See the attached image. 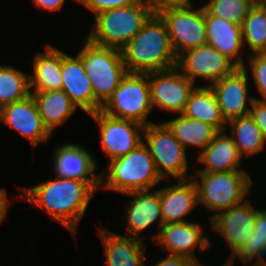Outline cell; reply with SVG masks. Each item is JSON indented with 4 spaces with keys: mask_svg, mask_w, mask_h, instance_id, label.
Here are the masks:
<instances>
[{
    "mask_svg": "<svg viewBox=\"0 0 266 266\" xmlns=\"http://www.w3.org/2000/svg\"><path fill=\"white\" fill-rule=\"evenodd\" d=\"M252 266H266V262H262V263H254Z\"/></svg>",
    "mask_w": 266,
    "mask_h": 266,
    "instance_id": "60d3db41",
    "label": "cell"
},
{
    "mask_svg": "<svg viewBox=\"0 0 266 266\" xmlns=\"http://www.w3.org/2000/svg\"><path fill=\"white\" fill-rule=\"evenodd\" d=\"M266 244V209H258L253 234L230 256L239 258L246 264L248 261L263 262V248Z\"/></svg>",
    "mask_w": 266,
    "mask_h": 266,
    "instance_id": "4dcf8cb0",
    "label": "cell"
},
{
    "mask_svg": "<svg viewBox=\"0 0 266 266\" xmlns=\"http://www.w3.org/2000/svg\"><path fill=\"white\" fill-rule=\"evenodd\" d=\"M253 6L255 5H260L261 6V2L262 0H248Z\"/></svg>",
    "mask_w": 266,
    "mask_h": 266,
    "instance_id": "ab89813d",
    "label": "cell"
},
{
    "mask_svg": "<svg viewBox=\"0 0 266 266\" xmlns=\"http://www.w3.org/2000/svg\"><path fill=\"white\" fill-rule=\"evenodd\" d=\"M38 8L48 11H59L63 8L65 0H32Z\"/></svg>",
    "mask_w": 266,
    "mask_h": 266,
    "instance_id": "74e56055",
    "label": "cell"
},
{
    "mask_svg": "<svg viewBox=\"0 0 266 266\" xmlns=\"http://www.w3.org/2000/svg\"><path fill=\"white\" fill-rule=\"evenodd\" d=\"M264 256H266V244L264 245V248H263V262H266L264 260Z\"/></svg>",
    "mask_w": 266,
    "mask_h": 266,
    "instance_id": "b9f144b4",
    "label": "cell"
},
{
    "mask_svg": "<svg viewBox=\"0 0 266 266\" xmlns=\"http://www.w3.org/2000/svg\"><path fill=\"white\" fill-rule=\"evenodd\" d=\"M250 68L238 67L232 74L208 84L214 91L221 113L226 122L249 115L255 97L248 95V72Z\"/></svg>",
    "mask_w": 266,
    "mask_h": 266,
    "instance_id": "5bb4252c",
    "label": "cell"
},
{
    "mask_svg": "<svg viewBox=\"0 0 266 266\" xmlns=\"http://www.w3.org/2000/svg\"><path fill=\"white\" fill-rule=\"evenodd\" d=\"M55 177L36 186L23 187L19 197L40 207L75 237L79 221L96 190L86 181Z\"/></svg>",
    "mask_w": 266,
    "mask_h": 266,
    "instance_id": "6da1fadb",
    "label": "cell"
},
{
    "mask_svg": "<svg viewBox=\"0 0 266 266\" xmlns=\"http://www.w3.org/2000/svg\"><path fill=\"white\" fill-rule=\"evenodd\" d=\"M191 179L197 188L199 204L205 205L210 211H215L210 219L220 211L242 203L254 184L245 170L196 172Z\"/></svg>",
    "mask_w": 266,
    "mask_h": 266,
    "instance_id": "8992f818",
    "label": "cell"
},
{
    "mask_svg": "<svg viewBox=\"0 0 266 266\" xmlns=\"http://www.w3.org/2000/svg\"><path fill=\"white\" fill-rule=\"evenodd\" d=\"M98 235L104 245L107 266H144L146 246L143 239L113 233L100 226Z\"/></svg>",
    "mask_w": 266,
    "mask_h": 266,
    "instance_id": "44dd1931",
    "label": "cell"
},
{
    "mask_svg": "<svg viewBox=\"0 0 266 266\" xmlns=\"http://www.w3.org/2000/svg\"><path fill=\"white\" fill-rule=\"evenodd\" d=\"M182 114L210 124L218 131L226 130L227 122L221 113L216 95L209 85L194 88Z\"/></svg>",
    "mask_w": 266,
    "mask_h": 266,
    "instance_id": "484cf974",
    "label": "cell"
},
{
    "mask_svg": "<svg viewBox=\"0 0 266 266\" xmlns=\"http://www.w3.org/2000/svg\"><path fill=\"white\" fill-rule=\"evenodd\" d=\"M89 116L98 124L100 144L110 161L125 156L144 142L145 126L138 122L114 118L102 111Z\"/></svg>",
    "mask_w": 266,
    "mask_h": 266,
    "instance_id": "8fae6325",
    "label": "cell"
},
{
    "mask_svg": "<svg viewBox=\"0 0 266 266\" xmlns=\"http://www.w3.org/2000/svg\"><path fill=\"white\" fill-rule=\"evenodd\" d=\"M242 40L252 54L266 53V7L255 5L250 9L242 24Z\"/></svg>",
    "mask_w": 266,
    "mask_h": 266,
    "instance_id": "f546056e",
    "label": "cell"
},
{
    "mask_svg": "<svg viewBox=\"0 0 266 266\" xmlns=\"http://www.w3.org/2000/svg\"><path fill=\"white\" fill-rule=\"evenodd\" d=\"M45 52L36 53L33 59V76L30 75V89L49 91L62 89L61 50L45 45Z\"/></svg>",
    "mask_w": 266,
    "mask_h": 266,
    "instance_id": "cb8c5ba5",
    "label": "cell"
},
{
    "mask_svg": "<svg viewBox=\"0 0 266 266\" xmlns=\"http://www.w3.org/2000/svg\"><path fill=\"white\" fill-rule=\"evenodd\" d=\"M152 9L157 12L159 9L169 6H185L192 4L191 0H145Z\"/></svg>",
    "mask_w": 266,
    "mask_h": 266,
    "instance_id": "8d00e7d4",
    "label": "cell"
},
{
    "mask_svg": "<svg viewBox=\"0 0 266 266\" xmlns=\"http://www.w3.org/2000/svg\"><path fill=\"white\" fill-rule=\"evenodd\" d=\"M241 158L233 138L218 131L211 143L197 156V160L205 166L204 169H195L196 172L215 173L240 169Z\"/></svg>",
    "mask_w": 266,
    "mask_h": 266,
    "instance_id": "603a6c76",
    "label": "cell"
},
{
    "mask_svg": "<svg viewBox=\"0 0 266 266\" xmlns=\"http://www.w3.org/2000/svg\"><path fill=\"white\" fill-rule=\"evenodd\" d=\"M62 90L83 112L89 114L101 110L95 100L91 82L87 77L81 58L61 51Z\"/></svg>",
    "mask_w": 266,
    "mask_h": 266,
    "instance_id": "ac0fdd59",
    "label": "cell"
},
{
    "mask_svg": "<svg viewBox=\"0 0 266 266\" xmlns=\"http://www.w3.org/2000/svg\"><path fill=\"white\" fill-rule=\"evenodd\" d=\"M152 239L168 254L190 258L203 264L195 256V248L206 250L210 239L204 235L202 225L193 222L163 224Z\"/></svg>",
    "mask_w": 266,
    "mask_h": 266,
    "instance_id": "4fadbf2b",
    "label": "cell"
},
{
    "mask_svg": "<svg viewBox=\"0 0 266 266\" xmlns=\"http://www.w3.org/2000/svg\"><path fill=\"white\" fill-rule=\"evenodd\" d=\"M174 137L187 149L190 145L199 147V154L211 143L218 130L202 121L179 114L175 119L163 122Z\"/></svg>",
    "mask_w": 266,
    "mask_h": 266,
    "instance_id": "4316f807",
    "label": "cell"
},
{
    "mask_svg": "<svg viewBox=\"0 0 266 266\" xmlns=\"http://www.w3.org/2000/svg\"><path fill=\"white\" fill-rule=\"evenodd\" d=\"M152 108L148 73L127 72L100 111L147 126L153 124L147 120Z\"/></svg>",
    "mask_w": 266,
    "mask_h": 266,
    "instance_id": "52a82bcc",
    "label": "cell"
},
{
    "mask_svg": "<svg viewBox=\"0 0 266 266\" xmlns=\"http://www.w3.org/2000/svg\"><path fill=\"white\" fill-rule=\"evenodd\" d=\"M82 45L77 55L91 82L95 100L103 106L127 74L121 50L97 45L88 38Z\"/></svg>",
    "mask_w": 266,
    "mask_h": 266,
    "instance_id": "5b68a950",
    "label": "cell"
},
{
    "mask_svg": "<svg viewBox=\"0 0 266 266\" xmlns=\"http://www.w3.org/2000/svg\"><path fill=\"white\" fill-rule=\"evenodd\" d=\"M250 72L255 82L258 92L262 99L254 98L260 101H266V53H255L249 56Z\"/></svg>",
    "mask_w": 266,
    "mask_h": 266,
    "instance_id": "d6a6232c",
    "label": "cell"
},
{
    "mask_svg": "<svg viewBox=\"0 0 266 266\" xmlns=\"http://www.w3.org/2000/svg\"><path fill=\"white\" fill-rule=\"evenodd\" d=\"M248 201L223 211L210 219L211 229L217 231L231 249V254L253 234L257 208Z\"/></svg>",
    "mask_w": 266,
    "mask_h": 266,
    "instance_id": "9a60e30c",
    "label": "cell"
},
{
    "mask_svg": "<svg viewBox=\"0 0 266 266\" xmlns=\"http://www.w3.org/2000/svg\"><path fill=\"white\" fill-rule=\"evenodd\" d=\"M203 6L212 16L240 26L253 7L248 0H210Z\"/></svg>",
    "mask_w": 266,
    "mask_h": 266,
    "instance_id": "1f68e13d",
    "label": "cell"
},
{
    "mask_svg": "<svg viewBox=\"0 0 266 266\" xmlns=\"http://www.w3.org/2000/svg\"><path fill=\"white\" fill-rule=\"evenodd\" d=\"M155 13L145 0L94 16V27L87 38L101 46L121 50Z\"/></svg>",
    "mask_w": 266,
    "mask_h": 266,
    "instance_id": "3957f363",
    "label": "cell"
},
{
    "mask_svg": "<svg viewBox=\"0 0 266 266\" xmlns=\"http://www.w3.org/2000/svg\"><path fill=\"white\" fill-rule=\"evenodd\" d=\"M137 0H85L82 5L94 12V16L102 11L125 7Z\"/></svg>",
    "mask_w": 266,
    "mask_h": 266,
    "instance_id": "836d02e7",
    "label": "cell"
},
{
    "mask_svg": "<svg viewBox=\"0 0 266 266\" xmlns=\"http://www.w3.org/2000/svg\"><path fill=\"white\" fill-rule=\"evenodd\" d=\"M128 73H149L177 65L167 27L155 12L142 29L121 49Z\"/></svg>",
    "mask_w": 266,
    "mask_h": 266,
    "instance_id": "7a4b0ae2",
    "label": "cell"
},
{
    "mask_svg": "<svg viewBox=\"0 0 266 266\" xmlns=\"http://www.w3.org/2000/svg\"><path fill=\"white\" fill-rule=\"evenodd\" d=\"M29 76L13 66L0 65V109L31 95Z\"/></svg>",
    "mask_w": 266,
    "mask_h": 266,
    "instance_id": "f1b7e54d",
    "label": "cell"
},
{
    "mask_svg": "<svg viewBox=\"0 0 266 266\" xmlns=\"http://www.w3.org/2000/svg\"><path fill=\"white\" fill-rule=\"evenodd\" d=\"M176 67L194 84L197 78L214 83L232 74L238 66L216 48L205 44L187 50L177 57ZM183 71V72H182Z\"/></svg>",
    "mask_w": 266,
    "mask_h": 266,
    "instance_id": "7c38bea8",
    "label": "cell"
},
{
    "mask_svg": "<svg viewBox=\"0 0 266 266\" xmlns=\"http://www.w3.org/2000/svg\"><path fill=\"white\" fill-rule=\"evenodd\" d=\"M44 126L52 134L54 129L68 120L78 108L61 90L31 91Z\"/></svg>",
    "mask_w": 266,
    "mask_h": 266,
    "instance_id": "d4e9b609",
    "label": "cell"
},
{
    "mask_svg": "<svg viewBox=\"0 0 266 266\" xmlns=\"http://www.w3.org/2000/svg\"><path fill=\"white\" fill-rule=\"evenodd\" d=\"M193 8V4L169 6L156 12L167 27L177 57L187 50L207 44L205 8Z\"/></svg>",
    "mask_w": 266,
    "mask_h": 266,
    "instance_id": "ba28073f",
    "label": "cell"
},
{
    "mask_svg": "<svg viewBox=\"0 0 266 266\" xmlns=\"http://www.w3.org/2000/svg\"><path fill=\"white\" fill-rule=\"evenodd\" d=\"M9 201L7 198V191L0 188V223L6 218L8 213Z\"/></svg>",
    "mask_w": 266,
    "mask_h": 266,
    "instance_id": "f35d334b",
    "label": "cell"
},
{
    "mask_svg": "<svg viewBox=\"0 0 266 266\" xmlns=\"http://www.w3.org/2000/svg\"><path fill=\"white\" fill-rule=\"evenodd\" d=\"M0 122L20 133L33 148L40 142H46L52 135L43 124L32 94L2 107Z\"/></svg>",
    "mask_w": 266,
    "mask_h": 266,
    "instance_id": "2e32d148",
    "label": "cell"
},
{
    "mask_svg": "<svg viewBox=\"0 0 266 266\" xmlns=\"http://www.w3.org/2000/svg\"><path fill=\"white\" fill-rule=\"evenodd\" d=\"M205 266V264L199 265L196 261L190 258L176 256L168 254L165 258L156 262V264L151 266Z\"/></svg>",
    "mask_w": 266,
    "mask_h": 266,
    "instance_id": "d590c367",
    "label": "cell"
},
{
    "mask_svg": "<svg viewBox=\"0 0 266 266\" xmlns=\"http://www.w3.org/2000/svg\"><path fill=\"white\" fill-rule=\"evenodd\" d=\"M152 107L182 114L196 86L177 67L148 73Z\"/></svg>",
    "mask_w": 266,
    "mask_h": 266,
    "instance_id": "30bf717a",
    "label": "cell"
},
{
    "mask_svg": "<svg viewBox=\"0 0 266 266\" xmlns=\"http://www.w3.org/2000/svg\"><path fill=\"white\" fill-rule=\"evenodd\" d=\"M151 190L133 191L126 193L132 196L133 200L127 204L126 214V234L124 236L142 239L139 234L149 228L158 220V230L164 224L161 213L159 189L150 192Z\"/></svg>",
    "mask_w": 266,
    "mask_h": 266,
    "instance_id": "d6986e66",
    "label": "cell"
},
{
    "mask_svg": "<svg viewBox=\"0 0 266 266\" xmlns=\"http://www.w3.org/2000/svg\"><path fill=\"white\" fill-rule=\"evenodd\" d=\"M228 125L229 133L242 157L256 155L266 146V139L250 114L232 119L227 122Z\"/></svg>",
    "mask_w": 266,
    "mask_h": 266,
    "instance_id": "83f0119b",
    "label": "cell"
},
{
    "mask_svg": "<svg viewBox=\"0 0 266 266\" xmlns=\"http://www.w3.org/2000/svg\"><path fill=\"white\" fill-rule=\"evenodd\" d=\"M161 213L164 224L188 222L185 217L196 208L198 192L194 181L177 179V183L159 189Z\"/></svg>",
    "mask_w": 266,
    "mask_h": 266,
    "instance_id": "ffe728a7",
    "label": "cell"
},
{
    "mask_svg": "<svg viewBox=\"0 0 266 266\" xmlns=\"http://www.w3.org/2000/svg\"><path fill=\"white\" fill-rule=\"evenodd\" d=\"M76 1L82 4L85 0H76Z\"/></svg>",
    "mask_w": 266,
    "mask_h": 266,
    "instance_id": "ee69618b",
    "label": "cell"
},
{
    "mask_svg": "<svg viewBox=\"0 0 266 266\" xmlns=\"http://www.w3.org/2000/svg\"><path fill=\"white\" fill-rule=\"evenodd\" d=\"M108 169L107 176L103 175L105 173L100 176V188L121 194L151 190L163 180L144 142L125 156L111 160Z\"/></svg>",
    "mask_w": 266,
    "mask_h": 266,
    "instance_id": "277c9868",
    "label": "cell"
},
{
    "mask_svg": "<svg viewBox=\"0 0 266 266\" xmlns=\"http://www.w3.org/2000/svg\"><path fill=\"white\" fill-rule=\"evenodd\" d=\"M250 106L249 114L266 139V101L254 99Z\"/></svg>",
    "mask_w": 266,
    "mask_h": 266,
    "instance_id": "e575fe53",
    "label": "cell"
},
{
    "mask_svg": "<svg viewBox=\"0 0 266 266\" xmlns=\"http://www.w3.org/2000/svg\"><path fill=\"white\" fill-rule=\"evenodd\" d=\"M261 6L266 7V0H262Z\"/></svg>",
    "mask_w": 266,
    "mask_h": 266,
    "instance_id": "7bdbcfd3",
    "label": "cell"
},
{
    "mask_svg": "<svg viewBox=\"0 0 266 266\" xmlns=\"http://www.w3.org/2000/svg\"><path fill=\"white\" fill-rule=\"evenodd\" d=\"M53 167L56 175L88 182L96 191L100 189L101 174H95L97 162L80 144L64 143L55 148Z\"/></svg>",
    "mask_w": 266,
    "mask_h": 266,
    "instance_id": "e0dca14e",
    "label": "cell"
},
{
    "mask_svg": "<svg viewBox=\"0 0 266 266\" xmlns=\"http://www.w3.org/2000/svg\"><path fill=\"white\" fill-rule=\"evenodd\" d=\"M207 44L216 48L221 54L231 59L238 67H244L241 50L242 26L223 18L212 16L205 9Z\"/></svg>",
    "mask_w": 266,
    "mask_h": 266,
    "instance_id": "7402d4cb",
    "label": "cell"
},
{
    "mask_svg": "<svg viewBox=\"0 0 266 266\" xmlns=\"http://www.w3.org/2000/svg\"><path fill=\"white\" fill-rule=\"evenodd\" d=\"M144 144L148 147L158 174L163 180L168 176L174 179H189L186 149L163 123L145 126Z\"/></svg>",
    "mask_w": 266,
    "mask_h": 266,
    "instance_id": "9c48e42d",
    "label": "cell"
}]
</instances>
